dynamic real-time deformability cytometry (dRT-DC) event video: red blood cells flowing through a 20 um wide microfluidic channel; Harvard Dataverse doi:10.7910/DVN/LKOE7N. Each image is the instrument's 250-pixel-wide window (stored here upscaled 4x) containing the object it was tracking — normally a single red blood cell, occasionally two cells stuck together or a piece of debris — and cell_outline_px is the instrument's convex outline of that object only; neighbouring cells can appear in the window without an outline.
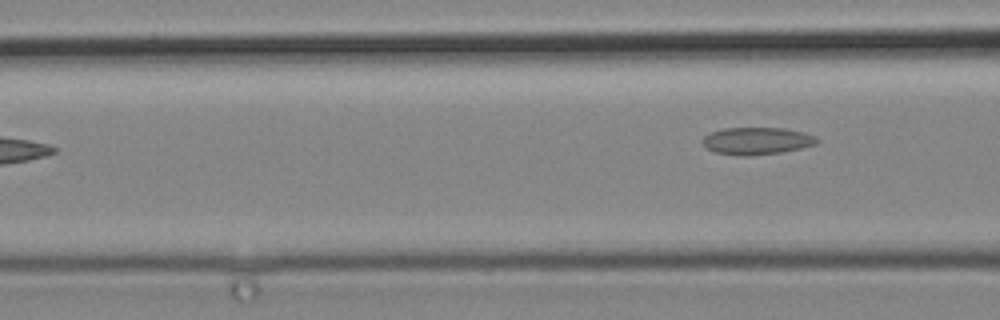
{"species": "common noctule bat (a hibernating species)", "species_latin": "Nyctalus noctula", "temperature_condition": "cold", "stored_images_in_passage": 6, "camera_frame_rate_fps": 3000, "um_per_image_px": 0.085, "animal": {"sex": "male", "body_mass_g": 19.2, "forearm_length_mm": 51.8}, "frame": {"image": 1, "passage_image": 6, "time_ms": 1.667, "image_size_px": [1000, 320], "cell_outline_px": [[820, 140], [816, 144], [800, 148], [780, 152], [752, 156], [740, 156], [712, 152], [704, 144], [704, 136], [712, 132], [724, 128], [784, 128], [816, 136]], "centroid_in_image_um": [64.33, 11.98], "position_along_channel_um": 102.3, "area_um2": 18.03}}